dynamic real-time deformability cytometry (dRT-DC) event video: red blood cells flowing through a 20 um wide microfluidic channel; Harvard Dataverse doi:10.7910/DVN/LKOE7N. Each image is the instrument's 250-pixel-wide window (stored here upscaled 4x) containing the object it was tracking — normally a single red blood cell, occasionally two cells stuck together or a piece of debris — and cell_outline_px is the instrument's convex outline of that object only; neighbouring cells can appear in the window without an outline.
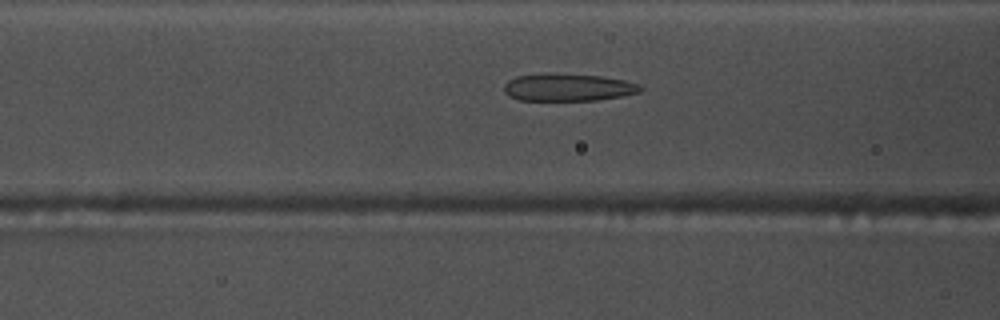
{"species": "common noctule bat (a hibernating species)", "species_latin": "Nyctalus noctula", "temperature_condition": "warm", "stored_images_in_passage": 48, "camera_frame_rate_fps": 3000, "um_per_image_px": 0.085, "animal": {"sex": "male", "body_mass_g": 17.5, "forearm_length_mm": 52.3}, "frame": {"image": 1, "passage_image": 15, "time_ms": 4.667, "image_size_px": [1000, 320], "cell_outline_px": [[644, 88], [640, 92], [620, 96], [596, 100], [520, 100], [508, 96], [504, 92], [504, 84], [508, 80], [516, 76], [604, 76], [624, 80], [640, 84]], "centroid_in_image_um": [48.33, 7.47], "position_along_channel_um": 118.3, "area_um2": 20.87}}
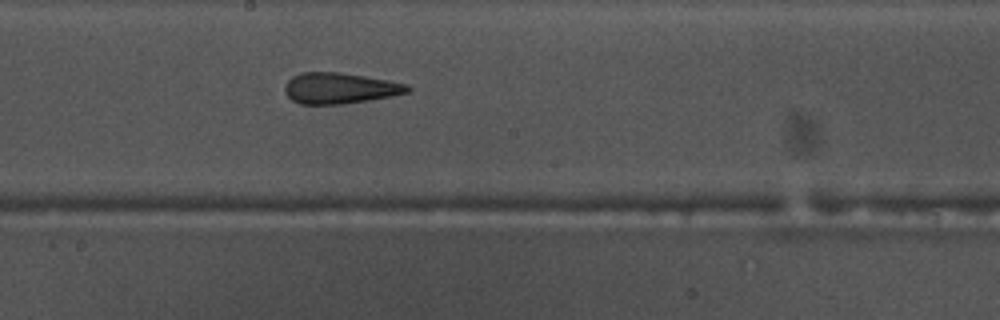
{"frame": {"image": 2, "passage_image": 23, "time_ms": 7.333, "image_size_px": [1000, 320], "cell_outline_px": [[412, 88], [408, 92], [388, 96], [340, 104], [300, 104], [292, 100], [284, 92], [284, 88], [288, 80], [292, 76], [300, 72], [336, 72], [364, 76], [388, 80], [408, 84]], "centroid_in_image_um": [28.84, 7.48], "position_along_channel_um": 219.4, "area_um2": 21.85}}
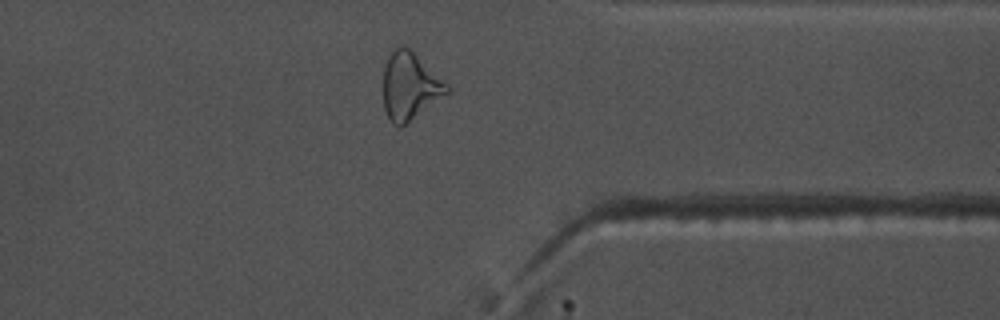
{"frame": {"image": 3, "passage_image": 36, "time_ms": 11.667, "image_size_px": [1000, 320], "cell_outline_px": [[452, 88], [448, 92], [400, 128], [392, 124], [384, 108], [384, 68], [388, 56], [400, 44], [404, 44], [448, 84]], "centroid_in_image_um": [34.82, 7.32], "position_along_channel_um": 376.6, "area_um2": 24.51}, "authors_computed_cell_mechanics": {"area_um2": 23.5535, "velocity_mm_per_s": 3.7999, "shape_relaxation_time_tau1_ms": 6.5148, "shape_relaxation_time_tau2_ms": 1.7158, "deformation_change_tau1": 0.218, "deformation_change_tau2": 0.1329}}